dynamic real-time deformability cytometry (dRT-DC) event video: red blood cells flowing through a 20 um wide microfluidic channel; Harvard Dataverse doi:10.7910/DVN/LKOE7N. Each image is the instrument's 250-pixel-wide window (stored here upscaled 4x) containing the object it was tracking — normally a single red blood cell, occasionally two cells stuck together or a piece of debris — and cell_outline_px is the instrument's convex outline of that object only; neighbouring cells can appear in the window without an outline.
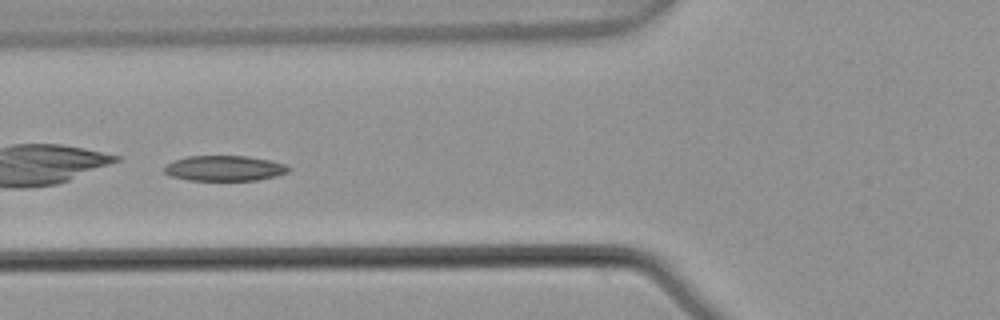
{"species": "common noctule bat (a hibernating species)", "species_latin": "Nyctalus noctula", "temperature_condition": "warm", "stored_images_in_passage": 6, "camera_frame_rate_fps": 3000, "um_per_image_px": 0.085, "animal": {"sex": "male", "body_mass_g": 21.5, "forearm_length_mm": 52.0}, "frame": {"image": 1, "passage_image": 6, "time_ms": 1.667, "image_size_px": [1000, 320], "cell_outline_px": [[292, 168], [288, 172], [276, 176], [256, 180], [188, 180], [172, 176], [164, 172], [164, 168], [168, 164], [176, 160], [188, 156], [248, 156], [268, 160], [284, 164]], "centroid_in_image_um": [19.11, 14.3], "position_along_channel_um": 106.7, "area_um2": 18.15}}